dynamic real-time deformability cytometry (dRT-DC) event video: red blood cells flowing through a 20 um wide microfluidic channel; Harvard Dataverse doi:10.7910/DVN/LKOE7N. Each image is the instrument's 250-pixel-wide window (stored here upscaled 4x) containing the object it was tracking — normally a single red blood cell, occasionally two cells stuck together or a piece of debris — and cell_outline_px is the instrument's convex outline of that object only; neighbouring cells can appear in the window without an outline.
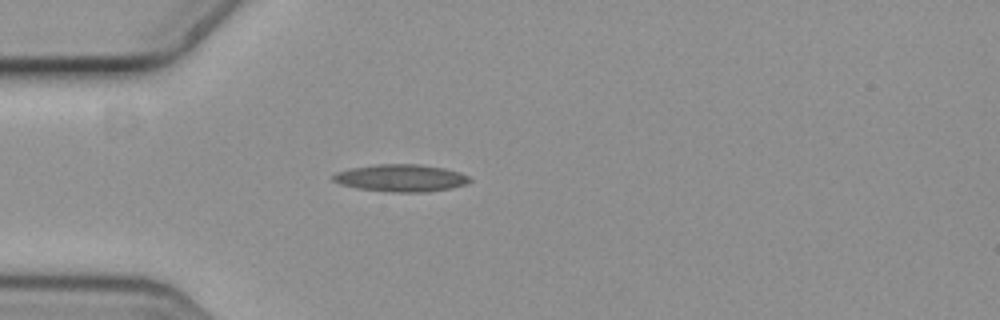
{"species": "common noctule bat (a hibernating species)", "species_latin": "Nyctalus noctula", "temperature_condition": "cold", "stored_images_in_passage": 6, "camera_frame_rate_fps": 3000, "um_per_image_px": 0.085, "animal": {"sex": "female", "body_mass_g": 19.3, "forearm_length_mm": 54.1}, "frame": {"image": 1, "passage_image": 5, "time_ms": 1.333, "image_size_px": [1000, 320], "cell_outline_px": [[472, 180], [468, 184], [428, 192], [392, 192], [356, 188], [340, 184], [332, 180], [332, 176], [336, 172], [352, 168], [376, 164], [420, 164], [444, 168], [460, 172], [468, 176]], "centroid_in_image_um": [34.08, 15.13], "position_along_channel_um": 50.9, "area_um2": 21.73}}